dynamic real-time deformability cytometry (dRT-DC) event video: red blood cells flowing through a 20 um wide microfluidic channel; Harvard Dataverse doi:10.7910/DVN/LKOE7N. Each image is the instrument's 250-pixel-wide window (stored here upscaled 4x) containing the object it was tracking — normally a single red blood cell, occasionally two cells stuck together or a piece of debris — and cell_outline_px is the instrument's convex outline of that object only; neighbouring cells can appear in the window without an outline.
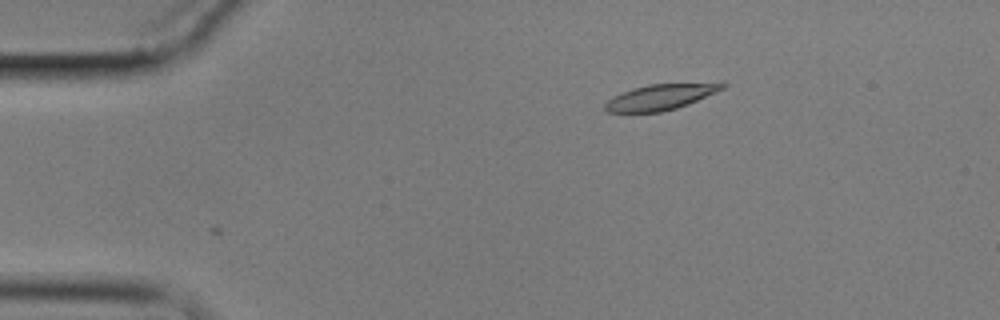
{"species": "common noctule bat (a hibernating species)", "species_latin": "Nyctalus noctula", "temperature_condition": "cold", "stored_images_in_passage": 10, "camera_frame_rate_fps": 3000, "um_per_image_px": 0.085, "animal": {"sex": "male", "body_mass_g": 17.9}, "frame": {"image": 1, "passage_image": 10, "time_ms": 3.0, "image_size_px": [1000, 320], "cell_outline_px": [[728, 84], [724, 88], [716, 92], [688, 104], [676, 108], [660, 112], [604, 112], [604, 104], [612, 96], [620, 92], [632, 88], [648, 84], [720, 80], [724, 80]], "centroid_in_image_um": [56.24, 8.19], "position_along_channel_um": 28.8, "area_um2": 18.44}}